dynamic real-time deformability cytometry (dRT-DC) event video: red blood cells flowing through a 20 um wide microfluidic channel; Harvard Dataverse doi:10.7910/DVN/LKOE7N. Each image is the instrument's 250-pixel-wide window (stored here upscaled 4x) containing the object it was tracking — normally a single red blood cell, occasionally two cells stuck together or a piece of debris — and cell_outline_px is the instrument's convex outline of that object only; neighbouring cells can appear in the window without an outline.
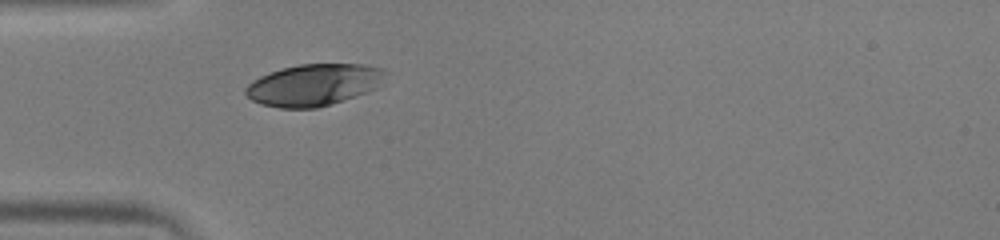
{"species": "human", "species_latin": "Homo sapiens", "temperature_condition": "warm", "stored_images_in_passage": 36, "camera_frame_rate_fps": 3000, "um_per_image_px": 0.085, "donor": {"sex": "male"}, "frame": {"image": 1, "passage_image": 1, "time_ms": 0.0, "image_size_px": [1000, 240], "cell_outline_px": [[384, 72], [376, 88], [332, 104], [316, 108], [280, 108], [260, 104], [252, 100], [244, 92], [244, 88], [252, 80], [260, 76], [280, 68], [300, 64], [360, 64], [384, 68]], "centroid_in_image_um": [26.59, 7.21], "position_along_channel_um": 58.4, "area_um2": 33.76}}
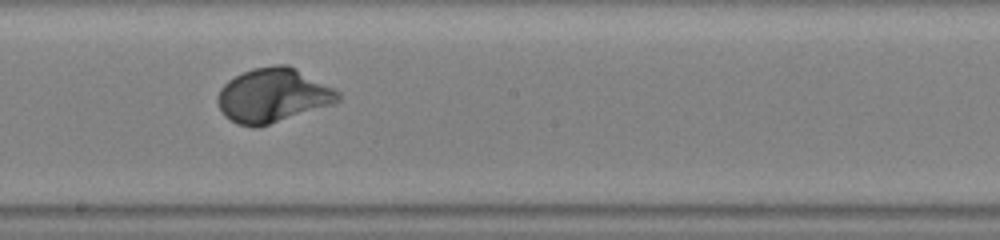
{"frame": {"image": 2, "passage_image": 14, "time_ms": 4.333, "image_size_px": [1000, 240], "cell_outline_px": [[340, 100], [332, 104], [256, 128], [252, 128], [236, 124], [224, 116], [216, 100], [220, 88], [228, 80], [252, 68], [272, 64], [288, 64], [296, 68], [340, 92]], "centroid_in_image_um": [23.16, 8.1], "position_along_channel_um": 225.0, "area_um2": 37.92}}
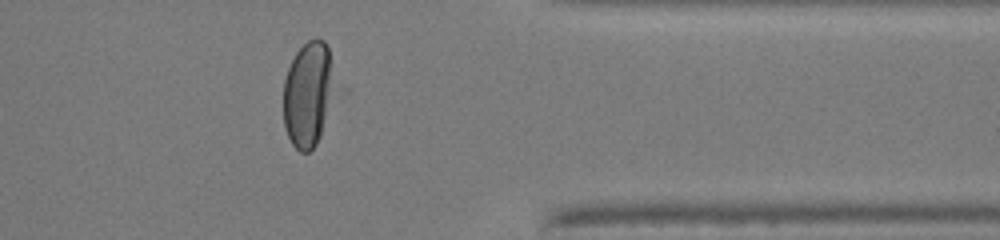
{"frame": {"image": 3, "passage_image": 27, "time_ms": 8.667, "image_size_px": [1000, 240], "cell_outline_px": [[332, 60], [324, 116], [320, 136], [316, 144], [308, 152], [300, 152], [292, 144], [288, 136], [284, 124], [284, 80], [288, 68], [296, 52], [308, 40], [316, 36], [324, 40], [328, 48]], "centroid_in_image_um": [26.09, 7.96], "position_along_channel_um": 385.3, "area_um2": 29.65}, "authors_computed_cell_mechanics": {"area_um2": 36.7897, "velocity_mm_per_s": 3.9751, "shape_relaxation_time_tau1_ms": 2.2365, "shape_relaxation_time_tau2_ms": null, "deformation_change_tau1": 0.1745, "deformation_change_tau2": null}}